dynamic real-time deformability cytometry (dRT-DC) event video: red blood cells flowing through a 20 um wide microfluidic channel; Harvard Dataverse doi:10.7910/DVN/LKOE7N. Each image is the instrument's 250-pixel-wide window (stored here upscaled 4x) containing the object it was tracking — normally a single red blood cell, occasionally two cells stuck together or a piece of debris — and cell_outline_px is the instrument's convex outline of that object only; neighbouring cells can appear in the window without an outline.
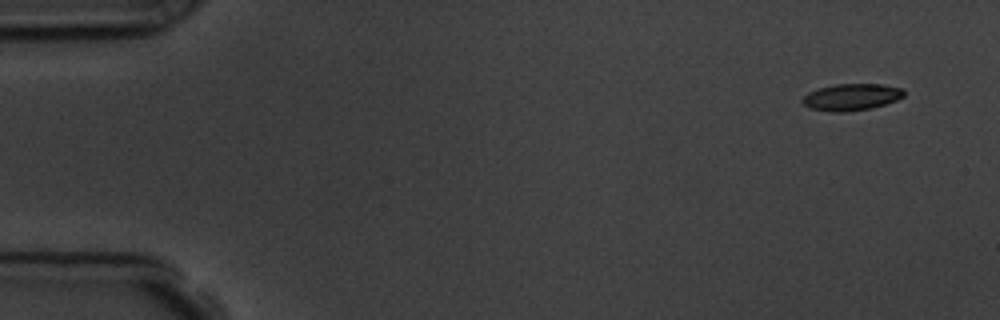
{"species": "common noctule bat (a hibernating species)", "species_latin": "Nyctalus noctula", "temperature_condition": "room temperature", "stored_images_in_passage": 6, "camera_frame_rate_fps": 3000, "um_per_image_px": 0.085, "animal": {"sex": "male", "body_mass_g": 19.5, "forearm_length_mm": 54.6}, "frame": {"image": 1, "passage_image": 1, "time_ms": 0.0, "image_size_px": [1000, 320], "cell_outline_px": [[904, 96], [896, 100], [872, 108], [848, 112], [832, 112], [808, 108], [800, 100], [808, 92], [820, 88], [836, 84], [884, 84], [904, 88]], "centroid_in_image_um": [72.37, 8.25], "position_along_channel_um": 12.6, "area_um2": 15.95}}
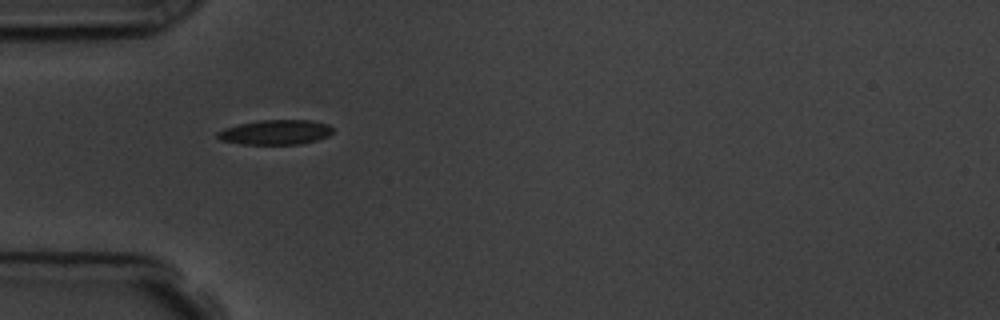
{"frame": {"image": 2, "passage_image": 5, "time_ms": 4.667, "image_size_px": [1000, 320], "cell_outline_px": [[332, 132], [328, 136], [316, 140], [300, 144], [240, 144], [220, 140], [216, 136], [216, 132], [224, 128], [240, 124], [260, 120], [312, 120], [328, 124], [332, 128]], "centroid_in_image_um": [23.4, 11.24], "position_along_channel_um": 61.6, "area_um2": 16.65}}